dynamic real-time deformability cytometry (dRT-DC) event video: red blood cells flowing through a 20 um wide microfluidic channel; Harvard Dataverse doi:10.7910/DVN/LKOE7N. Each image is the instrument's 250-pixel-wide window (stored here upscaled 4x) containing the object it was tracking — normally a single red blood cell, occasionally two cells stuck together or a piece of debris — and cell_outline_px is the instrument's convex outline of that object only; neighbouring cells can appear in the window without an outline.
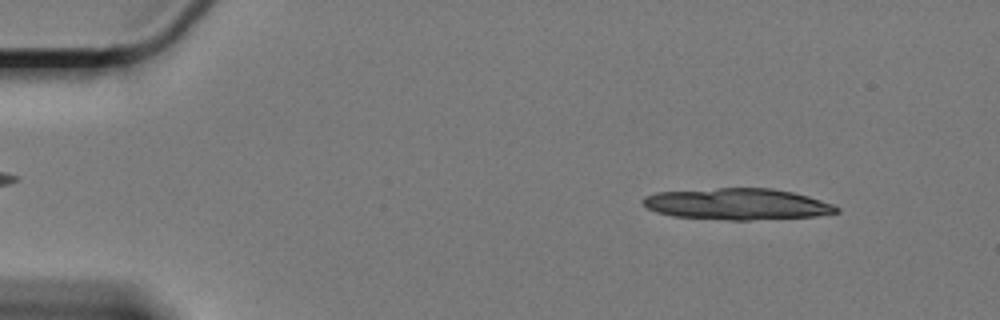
{"species": "Egyptian fruit bat (a non-hibernating species)", "species_latin": "Rousettus aegyptiacus", "temperature_condition": "cold", "stored_images_in_passage": 15, "camera_frame_rate_fps": 3000, "um_per_image_px": 0.085, "animal": {"sex": "female"}, "frame": {"image": 1, "passage_image": 4, "time_ms": 1.0, "image_size_px": [1000, 320], "cell_outline_px": [[840, 212], [816, 216], [748, 220], [728, 220], [672, 216], [656, 212], [648, 208], [640, 200], [644, 196], [656, 192], [716, 188], [772, 188], [792, 192], [808, 196], [832, 204], [840, 208]], "centroid_in_image_um": [62.65, 17.34], "position_along_channel_um": 22.4, "area_um2": 35.43}}